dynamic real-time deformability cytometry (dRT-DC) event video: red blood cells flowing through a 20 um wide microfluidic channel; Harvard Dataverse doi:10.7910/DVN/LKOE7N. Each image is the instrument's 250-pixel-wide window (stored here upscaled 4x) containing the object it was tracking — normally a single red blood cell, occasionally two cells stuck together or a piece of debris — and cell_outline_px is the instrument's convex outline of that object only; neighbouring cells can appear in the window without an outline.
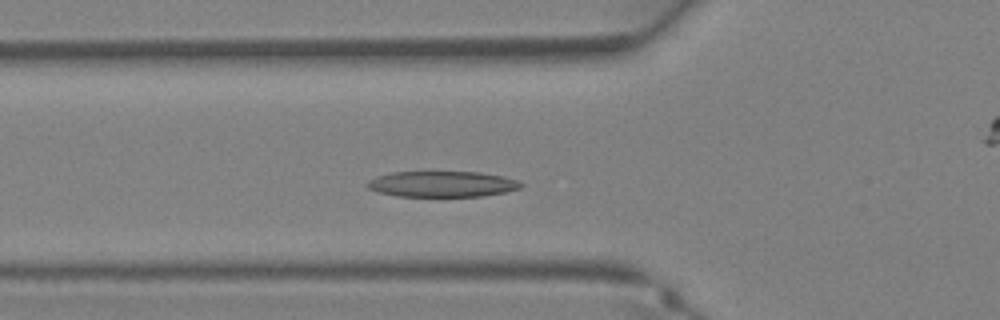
{"species": "Egyptian fruit bat (a non-hibernating species)", "species_latin": "Rousettus aegyptiacus", "temperature_condition": "warm", "stored_images_in_passage": 27, "camera_frame_rate_fps": 3000, "um_per_image_px": 0.085, "animal": {"sex": "female"}, "frame": {"image": 1, "passage_image": 2, "time_ms": 0.333, "image_size_px": [1000, 320], "cell_outline_px": [[524, 184], [520, 188], [504, 192], [480, 196], [396, 196], [380, 192], [368, 188], [368, 180], [376, 176], [392, 172], [480, 172], [504, 176], [516, 180]], "centroid_in_image_um": [37.59, 15.64], "position_along_channel_um": 88.2, "area_um2": 22.95}}
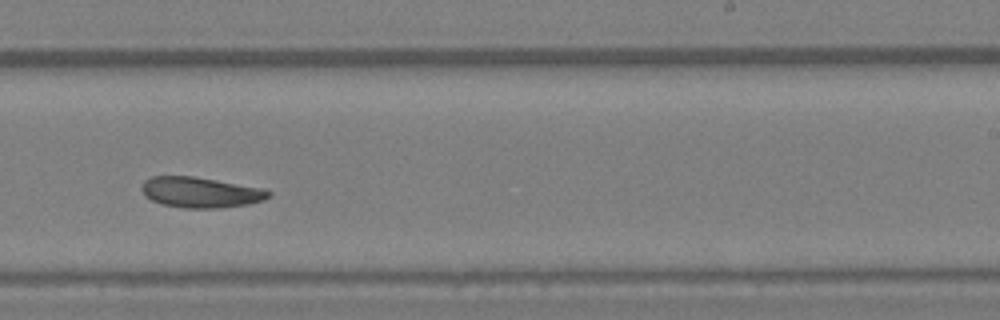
{"frame": {"image": 2, "passage_image": 12, "time_ms": 3.667, "image_size_px": [1000, 320], "cell_outline_px": [[272, 196], [264, 200], [248, 204], [216, 208], [180, 208], [164, 204], [152, 200], [144, 196], [140, 188], [144, 180], [152, 176], [192, 176], [216, 180], [260, 188], [272, 192]], "centroid_in_image_um": [17.01, 16.35], "position_along_channel_um": 272.0, "area_um2": 22.54}}
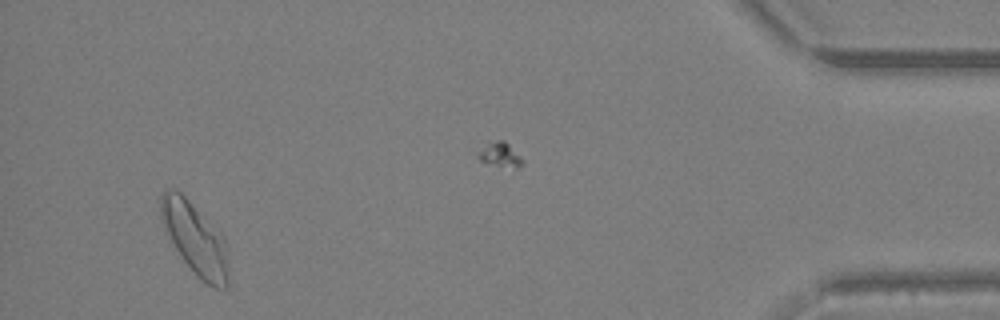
{"frame": {"image": 3, "passage_image": 24, "time_ms": 7.667, "image_size_px": [1000, 320], "cell_outline_px": [[228, 288], [216, 288], [200, 280], [196, 276], [184, 260], [176, 248], [164, 228], [160, 220], [160, 192], [164, 188], [176, 188], [224, 236], [228, 268]], "centroid_in_image_um": [16.55, 20.26], "position_along_channel_um": 418.6, "area_um2": 28.26}}